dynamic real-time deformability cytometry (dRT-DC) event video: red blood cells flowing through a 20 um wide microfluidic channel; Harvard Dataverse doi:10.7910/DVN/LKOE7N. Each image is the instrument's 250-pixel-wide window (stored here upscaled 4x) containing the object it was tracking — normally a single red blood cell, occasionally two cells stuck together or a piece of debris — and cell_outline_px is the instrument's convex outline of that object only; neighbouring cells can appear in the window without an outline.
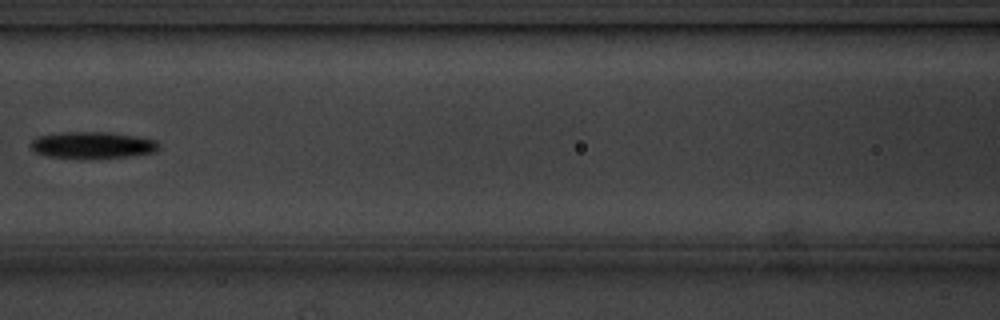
{"species": "common noctule bat (a hibernating species)", "species_latin": "Nyctalus noctula", "temperature_condition": "cold", "stored_images_in_passage": 12, "camera_frame_rate_fps": 3000, "um_per_image_px": 0.085, "animal": {"sex": "male", "body_mass_g": 20.1, "forearm_length_mm": 53.5}, "frame": {"image": 1, "passage_image": 4, "time_ms": 3.333, "image_size_px": [1000, 320], "cell_outline_px": [[160, 148], [156, 152], [128, 156], [80, 160], [48, 156], [36, 152], [28, 144], [36, 136], [60, 132], [112, 132], [156, 140], [160, 144]], "centroid_in_image_um": [7.84, 12.35], "position_along_channel_um": 158.8, "area_um2": 20.46}}
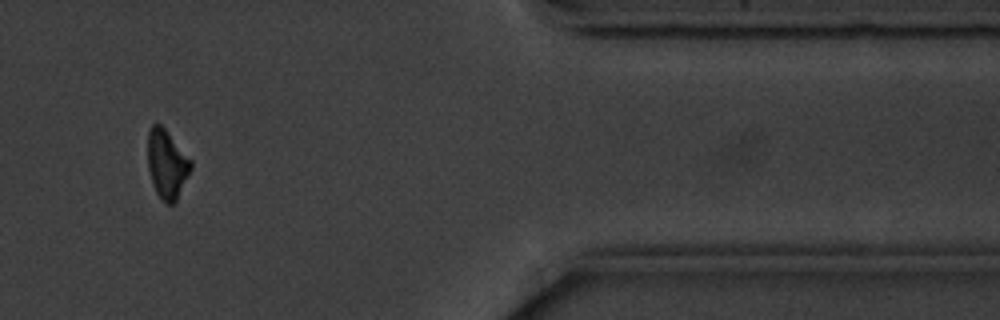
{"frame": {"image": 2, "passage_image": 10, "time_ms": 11.0, "image_size_px": [1000, 320], "cell_outline_px": [[192, 168], [176, 204], [168, 204], [156, 192], [152, 184], [148, 168], [148, 132], [152, 124], [160, 124], [164, 128], [192, 160]], "centroid_in_image_um": [14.2, 13.97], "position_along_channel_um": 397.2, "area_um2": 17.34}}
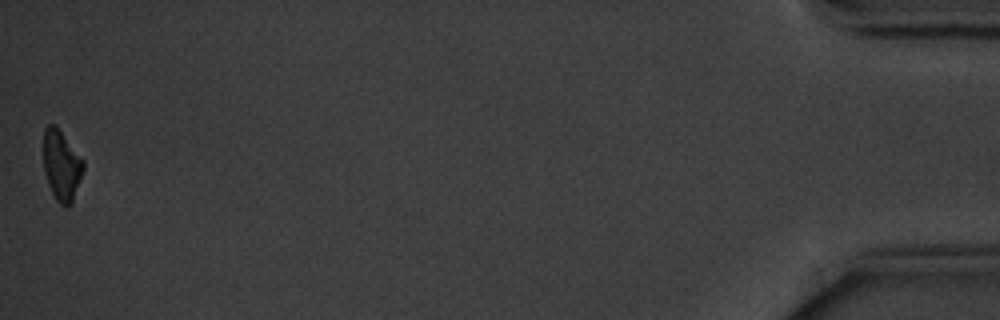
{"frame": {"image": 3, "passage_image": 12, "time_ms": 13.667, "image_size_px": [1000, 320], "cell_outline_px": [[84, 168], [72, 204], [68, 208], [64, 208], [56, 200], [48, 184], [44, 172], [44, 128], [48, 124], [56, 124], [84, 160]], "centroid_in_image_um": [5.24, 14.07], "position_along_channel_um": 430.0, "area_um2": 16.59}, "authors_computed_cell_mechanics": {"area_um2": 18.5249, "velocity_mm_per_s": 3.5621, "shape_relaxation_time_tau1_ms": 2.9766, "shape_relaxation_time_tau2_ms": null, "deformation_change_tau1": 0.1029, "deformation_change_tau2": null}}